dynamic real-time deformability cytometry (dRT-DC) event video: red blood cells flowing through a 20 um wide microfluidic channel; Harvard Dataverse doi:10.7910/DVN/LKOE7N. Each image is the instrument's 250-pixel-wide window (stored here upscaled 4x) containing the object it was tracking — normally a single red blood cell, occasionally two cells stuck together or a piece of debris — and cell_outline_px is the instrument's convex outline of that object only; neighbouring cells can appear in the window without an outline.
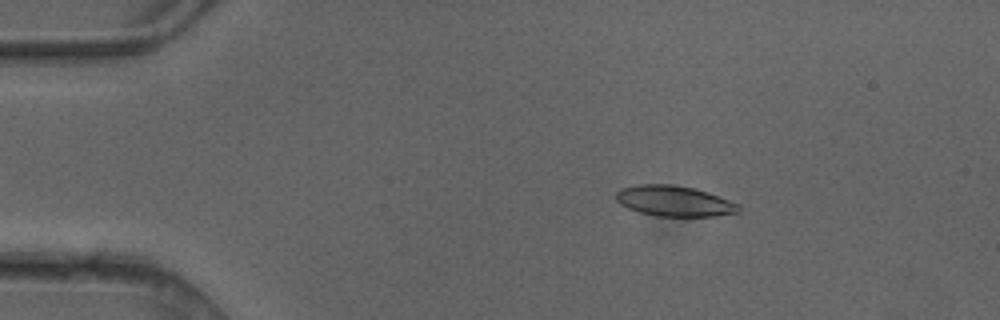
{"species": "common noctule bat (a hibernating species)", "species_latin": "Nyctalus noctula", "temperature_condition": "cold", "stored_images_in_passage": 6, "camera_frame_rate_fps": 3000, "um_per_image_px": 0.085, "animal": {"sex": "female"}, "frame": {"image": 1, "passage_image": 3, "time_ms": 0.667, "image_size_px": [1000, 320], "cell_outline_px": [[740, 212], [716, 216], [656, 216], [640, 212], [628, 208], [620, 204], [616, 200], [616, 192], [620, 188], [640, 184], [668, 184], [692, 188], [708, 192], [740, 204]], "centroid_in_image_um": [57.31, 17.09], "position_along_channel_um": 27.7, "area_um2": 21.85}}
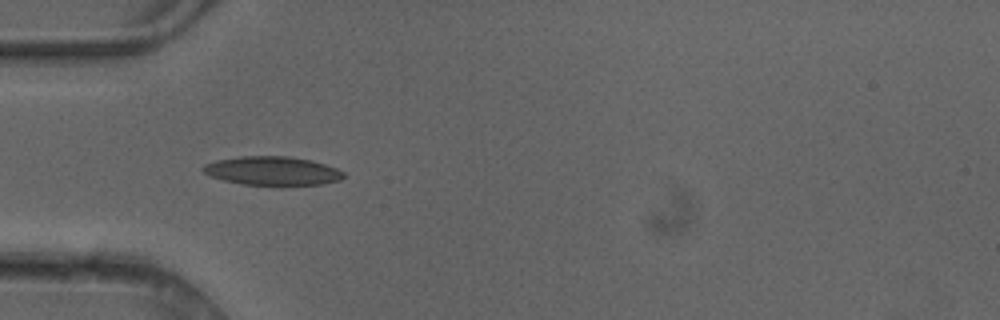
{"frame": {"image": 2, "passage_image": 5, "time_ms": 1.333, "image_size_px": [1000, 320], "cell_outline_px": [[344, 176], [340, 180], [324, 184], [280, 188], [244, 184], [224, 180], [212, 176], [204, 172], [200, 168], [204, 164], [216, 160], [240, 156], [288, 156], [312, 160], [336, 168], [344, 172]], "centroid_in_image_um": [23.19, 14.56], "position_along_channel_um": 61.8, "area_um2": 24.39}}
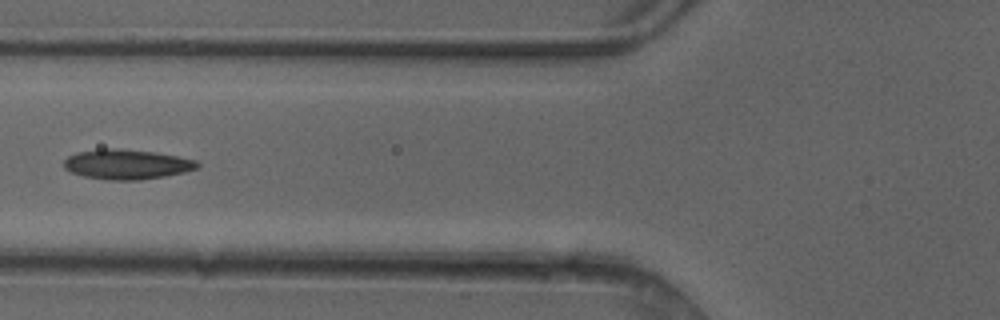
{"frame": {"image": 3, "passage_image": 6, "time_ms": 1.667, "image_size_px": [1000, 320], "cell_outline_px": [[200, 168], [184, 172], [164, 176], [140, 180], [108, 180], [84, 176], [72, 172], [64, 168], [64, 160], [68, 156], [76, 152], [100, 148], [120, 148], [156, 152], [196, 160], [200, 164]], "centroid_in_image_um": [10.78, 13.95], "position_along_channel_um": 115.0, "area_um2": 23.41}}